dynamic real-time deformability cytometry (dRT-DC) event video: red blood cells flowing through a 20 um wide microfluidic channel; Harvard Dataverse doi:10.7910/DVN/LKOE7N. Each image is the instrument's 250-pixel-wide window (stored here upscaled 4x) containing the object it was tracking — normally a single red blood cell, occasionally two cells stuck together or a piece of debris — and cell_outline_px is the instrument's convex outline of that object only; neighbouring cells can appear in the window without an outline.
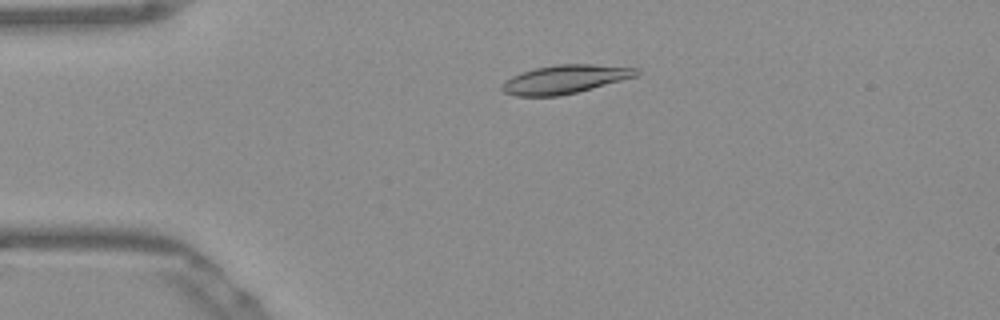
{"species": "Egyptian fruit bat (a non-hibernating species)", "species_latin": "Rousettus aegyptiacus", "temperature_condition": "warm", "stored_images_in_passage": 37, "camera_frame_rate_fps": 3000, "um_per_image_px": 0.085, "frame": {"image": 1, "passage_image": 2, "time_ms": 0.333, "image_size_px": [1000, 320], "cell_outline_px": [[640, 72], [636, 76], [576, 92], [560, 96], [516, 96], [504, 92], [500, 88], [512, 76], [520, 72], [536, 68], [556, 64], [592, 64], [640, 68]], "centroid_in_image_um": [48.03, 6.73], "position_along_channel_um": 37.0, "area_um2": 22.14}}
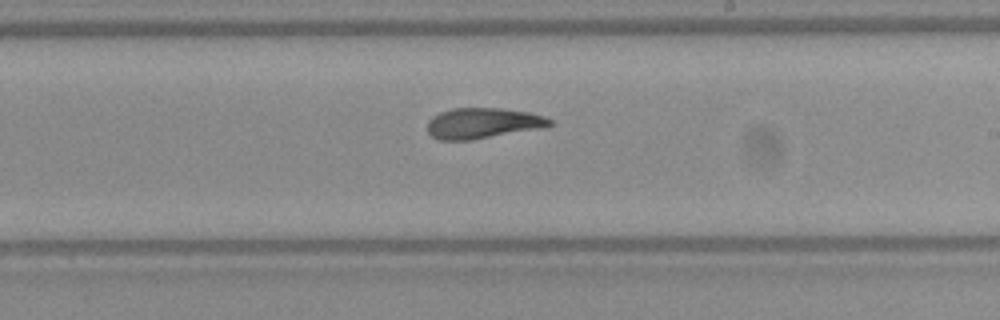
{"frame": {"image": 2, "passage_image": 21, "time_ms": 6.667, "image_size_px": [1000, 320], "cell_outline_px": [[552, 124], [536, 128], [472, 140], [440, 140], [432, 136], [428, 132], [428, 120], [432, 116], [440, 112], [452, 108], [500, 108], [528, 112], [544, 116], [552, 120]], "centroid_in_image_um": [40.97, 10.46], "position_along_channel_um": 248.0, "area_um2": 21.5}}
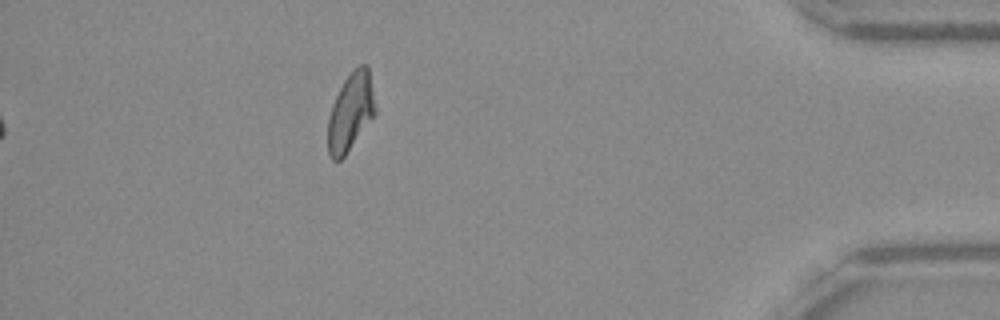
{"frame": {"image": 3, "passage_image": 37, "time_ms": 12.0, "image_size_px": [1000, 320], "cell_outline_px": [[376, 112], [344, 156], [340, 160], [332, 160], [328, 152], [328, 116], [332, 104], [344, 80], [360, 64], [368, 64], [376, 108]], "centroid_in_image_um": [29.79, 9.5], "position_along_channel_um": 405.4, "area_um2": 21.15}, "authors_computed_cell_mechanics": {"area_um2": 22.4264, "velocity_mm_per_s": 3.8694, "shape_relaxation_time_tau1_ms": 7.5824, "shape_relaxation_time_tau2_ms": 4.0609, "deformation_change_tau1": 0.226, "deformation_change_tau2": 0.121}}